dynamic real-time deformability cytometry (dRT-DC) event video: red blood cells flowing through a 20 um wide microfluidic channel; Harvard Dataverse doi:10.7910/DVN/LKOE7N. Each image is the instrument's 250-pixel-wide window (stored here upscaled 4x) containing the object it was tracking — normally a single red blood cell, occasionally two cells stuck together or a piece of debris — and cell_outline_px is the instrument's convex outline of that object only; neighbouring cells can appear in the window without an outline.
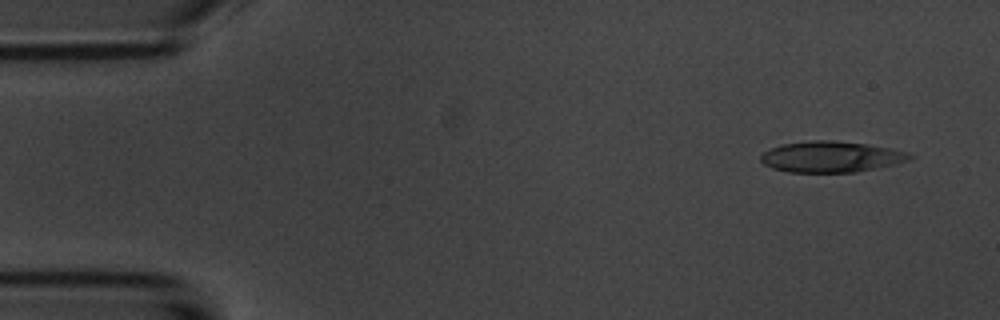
{"species": "common noctule bat (a hibernating species)", "species_latin": "Nyctalus noctula", "temperature_condition": "room temperature", "stored_images_in_passage": 4, "camera_frame_rate_fps": 3000, "um_per_image_px": 0.085, "animal": {"sex": "male", "body_mass_g": 20.1, "forearm_length_mm": 53.5}, "frame": {"image": 1, "passage_image": 1, "time_ms": 0.0, "image_size_px": [1000, 320], "cell_outline_px": [[912, 156], [908, 160], [892, 164], [856, 172], [788, 172], [772, 168], [764, 164], [760, 160], [760, 156], [764, 152], [780, 144], [812, 140], [832, 140], [868, 144], [908, 152]], "centroid_in_image_um": [70.59, 13.32], "position_along_channel_um": 14.4, "area_um2": 26.65}}
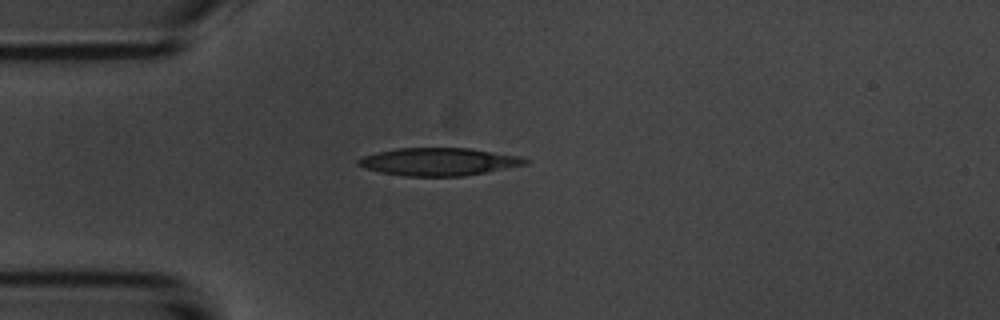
{"frame": {"image": 2, "passage_image": 3, "time_ms": 3.333, "image_size_px": [1000, 320], "cell_outline_px": [[528, 164], [464, 176], [404, 176], [380, 172], [364, 168], [356, 164], [356, 160], [360, 156], [376, 152], [396, 148], [468, 148], [520, 156], [528, 160]], "centroid_in_image_um": [37.23, 13.74], "position_along_channel_um": 47.8, "area_um2": 27.05}}